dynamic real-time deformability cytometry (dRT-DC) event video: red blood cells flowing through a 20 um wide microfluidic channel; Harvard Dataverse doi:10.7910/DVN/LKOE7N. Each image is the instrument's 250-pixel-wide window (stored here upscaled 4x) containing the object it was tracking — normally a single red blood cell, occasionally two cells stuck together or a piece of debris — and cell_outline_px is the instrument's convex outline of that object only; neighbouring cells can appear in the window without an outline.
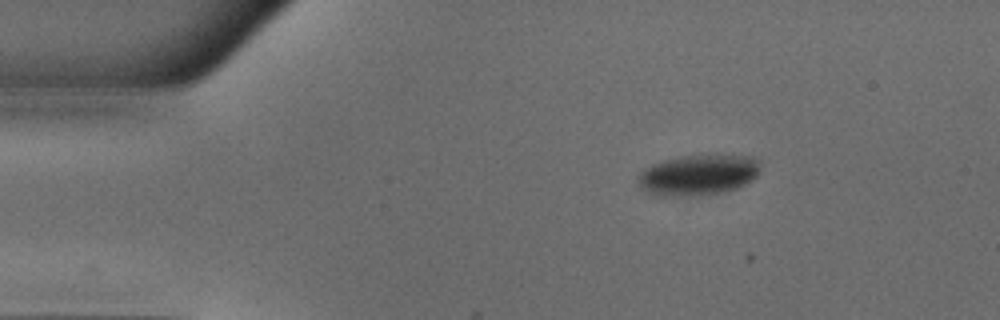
{"species": "common noctule bat (a hibernating species)", "species_latin": "Nyctalus noctula", "temperature_condition": "warm", "stored_images_in_passage": 3, "camera_frame_rate_fps": 3000, "um_per_image_px": 0.085, "animal": {"sex": "male", "body_mass_g": 18.8}, "frame": {"image": 1, "passage_image": 1, "time_ms": 0.0, "image_size_px": [1000, 320], "cell_outline_px": [[760, 172], [752, 180], [736, 188], [724, 192], [696, 196], [664, 196], [648, 192], [640, 184], [640, 172], [652, 164], [664, 160], [684, 156], [752, 156], [760, 160]], "centroid_in_image_um": [59.41, 14.88], "position_along_channel_um": 25.6, "area_um2": 28.55}}